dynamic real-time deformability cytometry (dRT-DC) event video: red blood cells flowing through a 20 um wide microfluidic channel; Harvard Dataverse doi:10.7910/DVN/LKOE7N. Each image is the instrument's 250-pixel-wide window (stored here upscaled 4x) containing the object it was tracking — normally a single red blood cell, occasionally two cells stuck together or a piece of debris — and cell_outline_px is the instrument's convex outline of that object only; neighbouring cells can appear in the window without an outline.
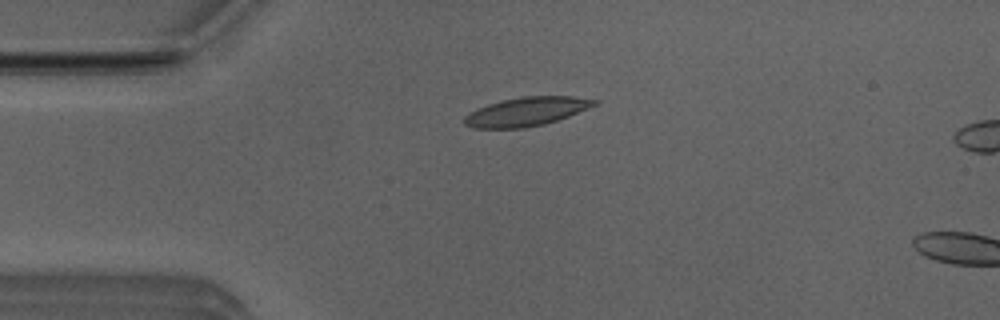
{"species": "Egyptian fruit bat (a non-hibernating species)", "species_latin": "Rousettus aegyptiacus", "temperature_condition": "room temperature", "stored_images_in_passage": 52, "camera_frame_rate_fps": 3000, "um_per_image_px": 0.085, "animal": {"sex": "male"}, "frame": {"image": 1, "passage_image": 12, "time_ms": 3.667, "image_size_px": [1000, 320], "cell_outline_px": [[600, 100], [596, 104], [568, 116], [544, 124], [524, 128], [476, 128], [464, 124], [464, 116], [468, 112], [488, 104], [500, 100], [524, 96], [572, 96]], "centroid_in_image_um": [44.71, 9.48], "position_along_channel_um": 40.3, "area_um2": 21.68}}
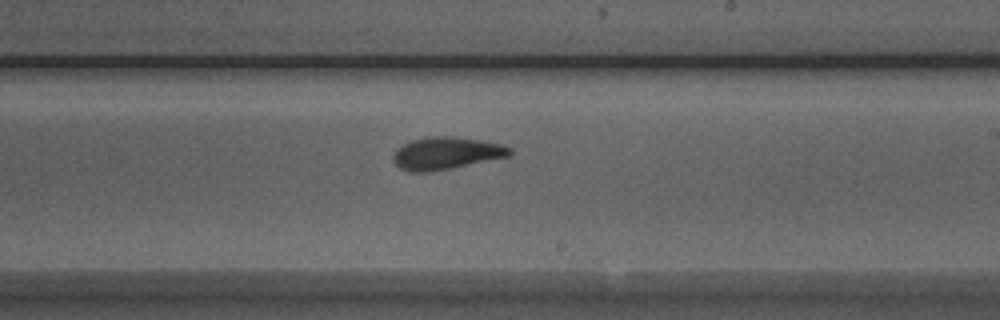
{"frame": {"image": 2, "passage_image": 30, "time_ms": 9.667, "image_size_px": [1000, 320], "cell_outline_px": [[512, 156], [452, 168], [428, 172], [408, 172], [400, 168], [392, 160], [392, 156], [404, 144], [412, 140], [432, 136], [452, 136], [480, 140], [500, 144], [512, 148]], "centroid_in_image_um": [37.96, 13.04], "position_along_channel_um": 251.0, "area_um2": 21.96}}
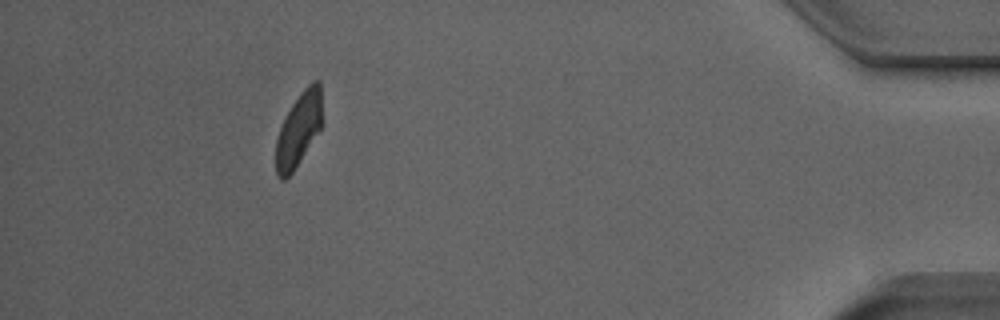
{"frame": {"image": 3, "passage_image": 47, "time_ms": 15.333, "image_size_px": [1000, 320], "cell_outline_px": [[320, 128], [292, 172], [284, 180], [280, 180], [276, 176], [276, 140], [280, 128], [292, 104], [300, 92], [312, 80], [320, 80]], "centroid_in_image_um": [25.35, 11.01], "position_along_channel_um": 409.9, "area_um2": 19.19}, "authors_computed_cell_mechanics": {"area_um2": 21.386, "velocity_mm_per_s": 3.9192, "shape_relaxation_time_tau1_ms": 6.1362, "shape_relaxation_time_tau2_ms": 2.3384, "deformation_change_tau1": 0.1697, "deformation_change_tau2": 0.0854}}